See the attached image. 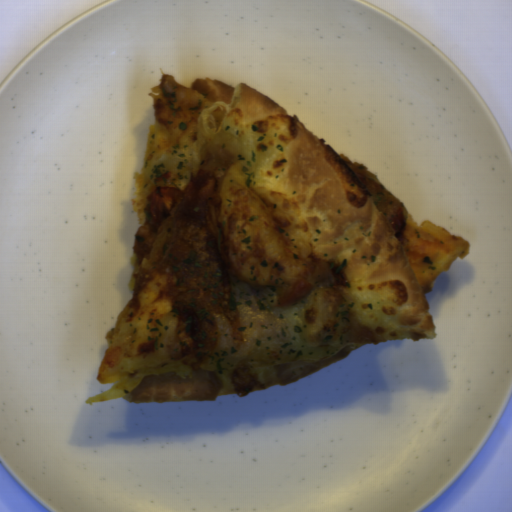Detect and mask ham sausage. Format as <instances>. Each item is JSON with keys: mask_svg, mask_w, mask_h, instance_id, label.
I'll list each match as a JSON object with an SVG mask.
<instances>
[{"mask_svg": "<svg viewBox=\"0 0 512 512\" xmlns=\"http://www.w3.org/2000/svg\"><path fill=\"white\" fill-rule=\"evenodd\" d=\"M351 352L352 347H345L338 350L328 358L319 361H294L290 364H278L275 365V375L279 383L283 386L296 383L321 369L342 361Z\"/></svg>", "mask_w": 512, "mask_h": 512, "instance_id": "ham-sausage-3", "label": "ham sausage"}, {"mask_svg": "<svg viewBox=\"0 0 512 512\" xmlns=\"http://www.w3.org/2000/svg\"><path fill=\"white\" fill-rule=\"evenodd\" d=\"M355 174L376 209L386 218L396 234H400L405 222L403 205L376 181L351 163L346 164Z\"/></svg>", "mask_w": 512, "mask_h": 512, "instance_id": "ham-sausage-2", "label": "ham sausage"}, {"mask_svg": "<svg viewBox=\"0 0 512 512\" xmlns=\"http://www.w3.org/2000/svg\"><path fill=\"white\" fill-rule=\"evenodd\" d=\"M223 385L217 371L191 370L149 374L128 393L129 403H208L216 400Z\"/></svg>", "mask_w": 512, "mask_h": 512, "instance_id": "ham-sausage-1", "label": "ham sausage"}]
</instances>
